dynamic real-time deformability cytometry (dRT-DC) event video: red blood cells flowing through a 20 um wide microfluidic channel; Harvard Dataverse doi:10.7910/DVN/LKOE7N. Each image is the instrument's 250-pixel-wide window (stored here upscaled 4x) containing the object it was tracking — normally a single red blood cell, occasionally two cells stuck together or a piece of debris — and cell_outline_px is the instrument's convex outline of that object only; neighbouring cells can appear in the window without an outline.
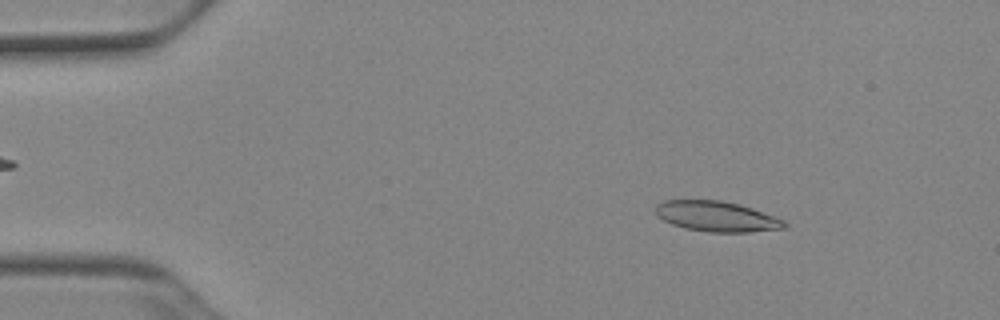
{"species": "Egyptian fruit bat (a non-hibernating species)", "species_latin": "Rousettus aegyptiacus", "temperature_condition": "cold", "stored_images_in_passage": 51, "camera_frame_rate_fps": 3000, "um_per_image_px": 0.085, "animal": {"sex": "female"}, "frame": {"image": 1, "passage_image": 7, "time_ms": 2.0, "image_size_px": [1000, 320], "cell_outline_px": [[788, 224], [784, 228], [748, 232], [708, 232], [684, 228], [672, 224], [656, 216], [656, 204], [664, 200], [720, 200], [740, 204], [752, 208], [784, 220]], "centroid_in_image_um": [60.89, 18.39], "position_along_channel_um": 24.1, "area_um2": 22.77}}
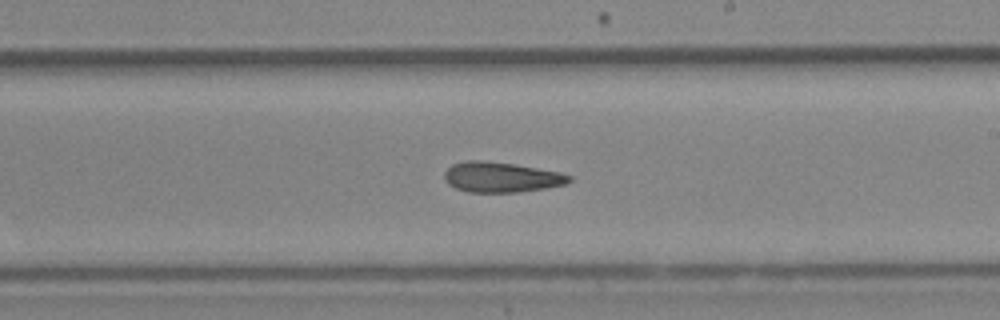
{"frame": {"image": 2, "passage_image": 30, "time_ms": 9.667, "image_size_px": [1000, 320], "cell_outline_px": [[572, 180], [564, 184], [544, 188], [516, 192], [468, 192], [456, 188], [448, 184], [444, 180], [444, 172], [452, 164], [468, 160], [484, 160], [512, 164], [560, 172], [572, 176]], "centroid_in_image_um": [42.56, 15.05], "position_along_channel_um": 246.4, "area_um2": 21.85}}
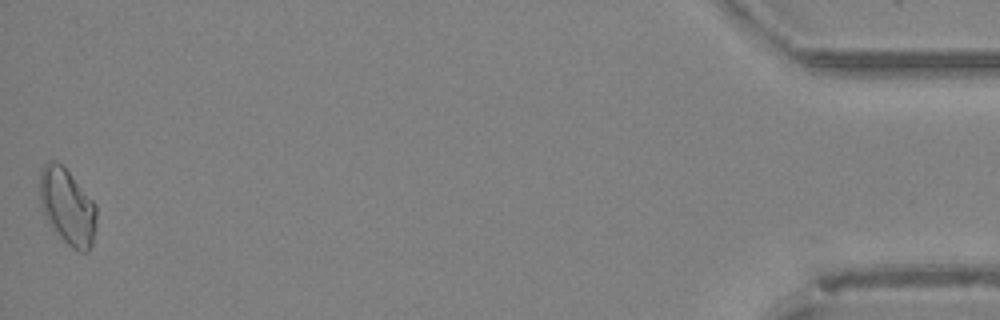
{"frame": {"image": 3, "passage_image": 51, "time_ms": 16.667, "image_size_px": [1000, 320], "cell_outline_px": [[96, 220], [92, 244], [88, 252], [80, 252], [72, 248], [52, 228], [44, 216], [40, 204], [40, 172], [44, 164], [48, 160], [56, 160], [68, 172], [96, 204]], "centroid_in_image_um": [5.71, 17.57], "position_along_channel_um": 429.5, "area_um2": 24.97}, "authors_computed_cell_mechanics": {"area_um2": 22.542, "velocity_mm_per_s": 3.904, "shape_relaxation_time_tau1_ms": null, "shape_relaxation_time_tau2_ms": 6.9581, "deformation_change_tau1": null, "deformation_change_tau2": 0.1597}}